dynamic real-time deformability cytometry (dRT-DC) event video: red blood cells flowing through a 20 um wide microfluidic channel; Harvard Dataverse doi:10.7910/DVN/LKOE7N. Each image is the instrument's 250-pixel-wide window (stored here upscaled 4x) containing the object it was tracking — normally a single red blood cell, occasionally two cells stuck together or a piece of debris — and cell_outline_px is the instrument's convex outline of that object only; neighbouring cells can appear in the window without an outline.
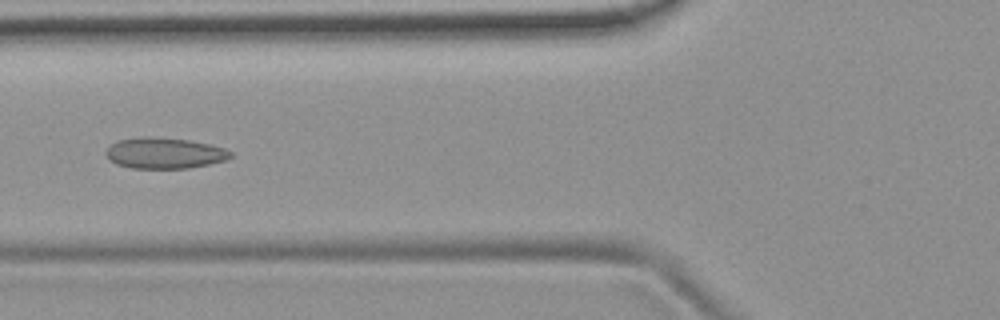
{"species": "common noctule bat (a hibernating species)", "species_latin": "Nyctalus noctula", "temperature_condition": "room temperature", "stored_images_in_passage": 43, "camera_frame_rate_fps": 3000, "um_per_image_px": 0.085, "animal": {"sex": "female", "body_mass_g": 19.9}, "frame": {"image": 1, "passage_image": 14, "time_ms": 4.333, "image_size_px": [1000, 320], "cell_outline_px": [[232, 156], [228, 160], [188, 168], [132, 168], [116, 164], [108, 160], [104, 152], [116, 140], [188, 140], [208, 144], [224, 148], [232, 152]], "centroid_in_image_um": [14.01, 13.08], "position_along_channel_um": 111.8, "area_um2": 21.44}}
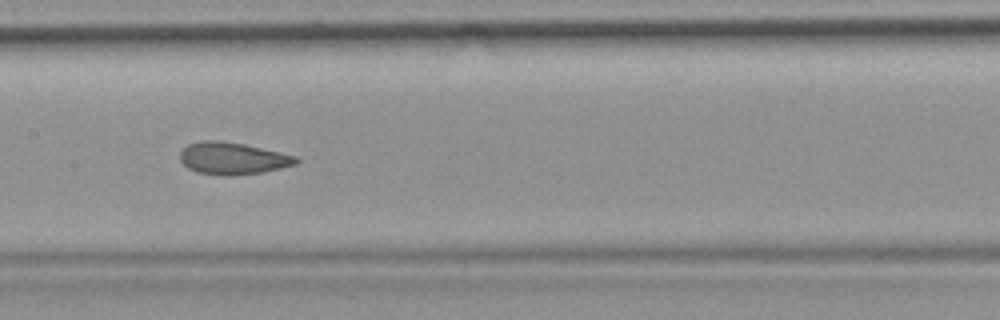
{"frame": {"image": 2, "passage_image": 20, "time_ms": 6.333, "image_size_px": [1000, 320], "cell_outline_px": [[300, 160], [296, 164], [264, 172], [228, 176], [220, 176], [196, 172], [188, 168], [180, 160], [180, 152], [188, 144], [204, 140], [212, 140], [244, 144], [296, 156]], "centroid_in_image_um": [19.76, 13.48], "position_along_channel_um": 187.6, "area_um2": 21.62}}
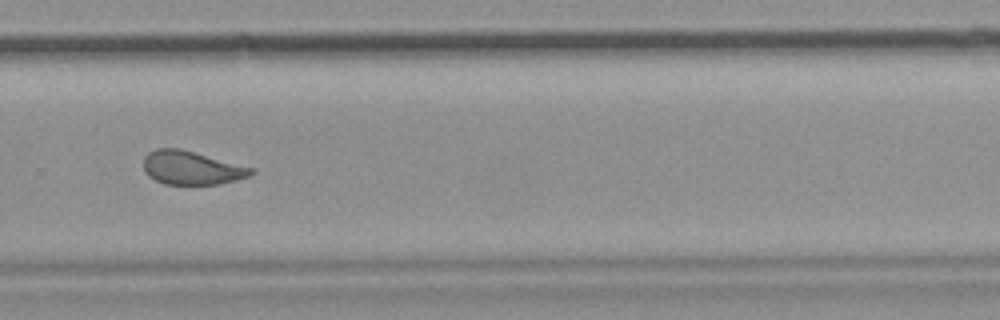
{"frame": {"image": 3, "passage_image": 30, "time_ms": 9.667, "image_size_px": [1000, 320], "cell_outline_px": [[256, 172], [248, 176], [236, 180], [220, 184], [164, 184], [148, 176], [144, 172], [144, 156], [148, 152], [156, 148], [180, 148], [256, 168]], "centroid_in_image_um": [16.3, 14.26], "position_along_channel_um": 313.5, "area_um2": 21.27}, "authors_computed_cell_mechanics": {"area_um2": 21.3282, "velocity_mm_per_s": 3.7957, "shape_relaxation_time_tau1_ms": null, "shape_relaxation_time_tau2_ms": 1.5919, "deformation_change_tau1": null, "deformation_change_tau2": 0.0851}}